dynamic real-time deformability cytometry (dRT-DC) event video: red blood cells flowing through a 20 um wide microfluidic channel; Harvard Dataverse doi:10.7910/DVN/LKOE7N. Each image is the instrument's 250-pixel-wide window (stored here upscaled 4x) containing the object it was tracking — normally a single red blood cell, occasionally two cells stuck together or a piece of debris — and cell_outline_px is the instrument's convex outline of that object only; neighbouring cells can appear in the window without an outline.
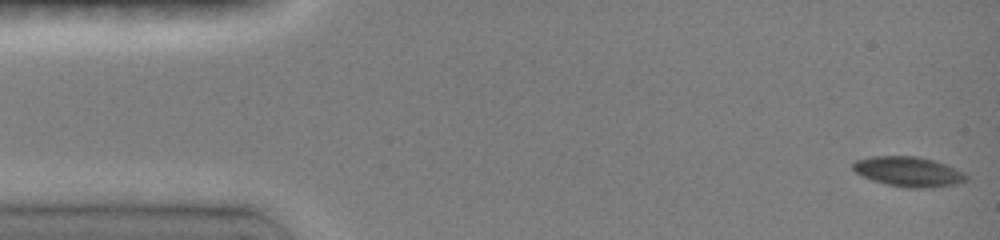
{"species": "common noctule bat (a hibernating species)", "species_latin": "Nyctalus noctula", "temperature_condition": "room temperature", "stored_images_in_passage": 41, "camera_frame_rate_fps": 3000, "um_per_image_px": 0.085, "animal": {"sex": "female", "body_mass_g": 19.0, "forearm_length_mm": 51.5}, "frame": {"image": 1, "passage_image": 1, "time_ms": 0.0, "image_size_px": [1000, 240], "cell_outline_px": [[968, 180], [956, 184], [932, 188], [908, 188], [888, 184], [872, 180], [860, 176], [852, 168], [852, 164], [856, 160], [872, 156], [916, 156], [932, 160], [956, 168], [964, 172], [968, 176]], "centroid_in_image_um": [77.23, 14.6], "position_along_channel_um": 7.8, "area_um2": 19.83}}
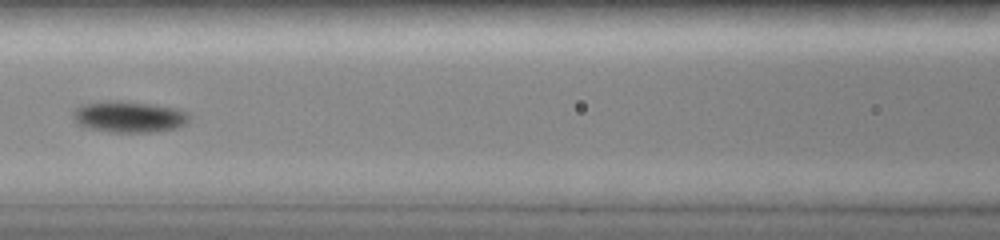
{"frame": {"image": 2, "passage_image": 14, "time_ms": 6.667, "image_size_px": [1000, 240], "cell_outline_px": [[192, 116], [184, 124], [176, 128], [152, 132], [112, 132], [92, 128], [76, 124], [72, 120], [72, 112], [80, 104], [104, 100], [120, 100], [152, 104], [176, 108], [188, 112]], "centroid_in_image_um": [10.93, 9.9], "position_along_channel_um": 155.7, "area_um2": 21.5}}
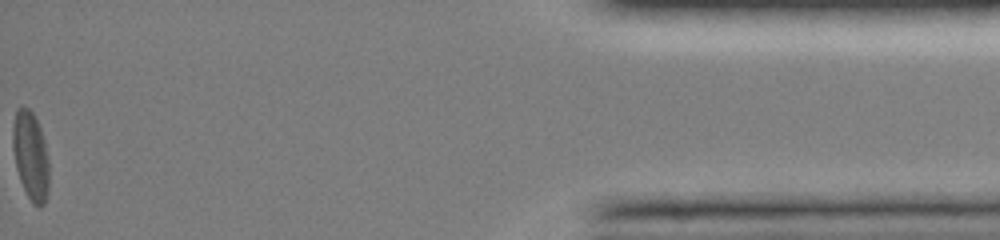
{"frame": {"image": 3, "passage_image": 41, "time_ms": 15.667, "image_size_px": [1000, 240], "cell_outline_px": [[48, 192], [44, 204], [40, 208], [32, 204], [20, 180], [16, 168], [12, 148], [12, 128], [16, 108], [20, 104], [28, 108], [32, 112], [40, 128], [44, 140], [48, 160]], "centroid_in_image_um": [2.58, 13.22], "position_along_channel_um": 432.6, "area_um2": 18.9}, "authors_computed_cell_mechanics": {"area_um2": 19.1896, "velocity_mm_per_s": 4.0049, "shape_relaxation_time_tau1_ms": 1.9738, "shape_relaxation_time_tau2_ms": 2.3039, "deformation_change_tau1": 0.0901, "deformation_change_tau2": 0.0429}}